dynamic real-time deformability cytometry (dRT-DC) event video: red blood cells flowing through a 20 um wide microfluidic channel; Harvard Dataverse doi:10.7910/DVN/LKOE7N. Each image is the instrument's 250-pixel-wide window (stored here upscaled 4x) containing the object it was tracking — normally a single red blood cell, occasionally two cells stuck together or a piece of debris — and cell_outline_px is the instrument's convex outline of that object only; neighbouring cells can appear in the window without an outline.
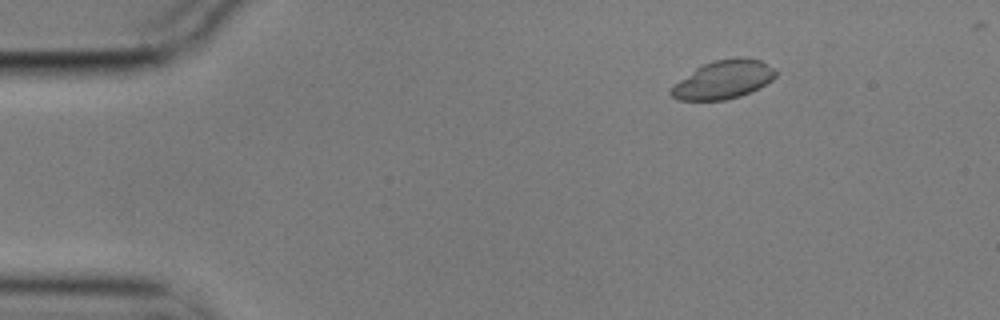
{"species": "common noctule bat (a hibernating species)", "species_latin": "Nyctalus noctula", "temperature_condition": "cold", "stored_images_in_passage": 3, "camera_frame_rate_fps": 3000, "um_per_image_px": 0.085, "animal": {"sex": "male", "body_mass_g": 17.9}, "frame": {"image": 1, "passage_image": 1, "time_ms": 0.0, "image_size_px": [1000, 320], "cell_outline_px": [[776, 76], [772, 80], [740, 96], [724, 100], [680, 100], [672, 96], [668, 92], [680, 80], [696, 68], [712, 60], [744, 56], [760, 60], [776, 68]], "centroid_in_image_um": [61.51, 6.75], "position_along_channel_um": 23.5, "area_um2": 23.18}}